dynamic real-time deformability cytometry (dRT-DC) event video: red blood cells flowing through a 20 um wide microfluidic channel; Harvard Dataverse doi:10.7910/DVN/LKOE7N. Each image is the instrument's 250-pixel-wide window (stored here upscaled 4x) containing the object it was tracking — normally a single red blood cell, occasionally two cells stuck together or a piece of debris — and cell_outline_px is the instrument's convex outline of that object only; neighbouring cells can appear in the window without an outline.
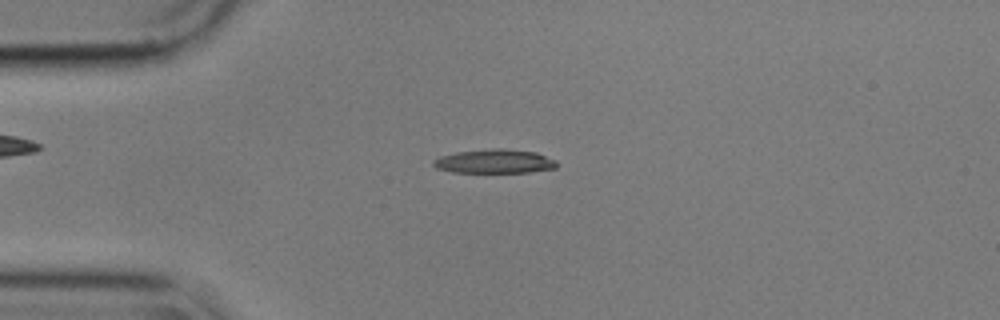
{"species": "common noctule bat (a hibernating species)", "species_latin": "Nyctalus noctula", "temperature_condition": "cold", "stored_images_in_passage": 20, "camera_frame_rate_fps": 3000, "um_per_image_px": 0.085, "animal": {"sex": "male", "body_mass_g": 17.9}, "frame": {"image": 1, "passage_image": 14, "time_ms": 4.333, "image_size_px": [1000, 320], "cell_outline_px": [[556, 168], [528, 172], [452, 172], [436, 168], [432, 164], [432, 160], [440, 156], [456, 152], [492, 148], [504, 148], [536, 152], [556, 160]], "centroid_in_image_um": [42.01, 13.7], "position_along_channel_um": 43.0, "area_um2": 17.28}}
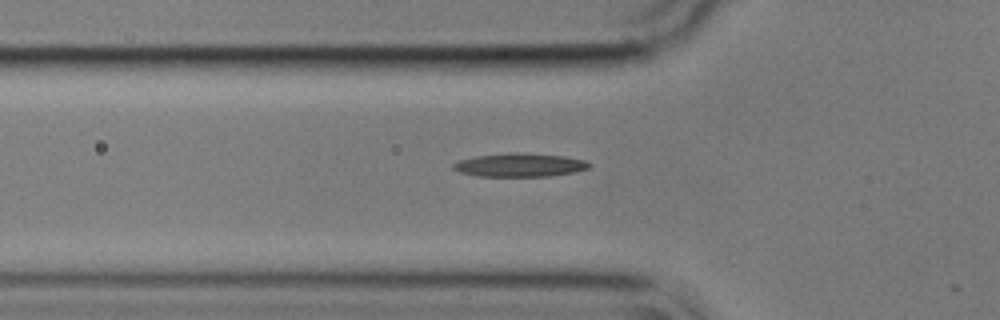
{"frame": {"image": 2, "passage_image": 19, "time_ms": 6.0, "image_size_px": [1000, 320], "cell_outline_px": [[592, 164], [588, 168], [576, 172], [548, 176], [476, 176], [460, 172], [452, 168], [452, 164], [460, 160], [476, 156], [512, 152], [520, 152], [564, 156], [584, 160]], "centroid_in_image_um": [44.18, 14.02], "position_along_channel_um": 81.6, "area_um2": 18.61}}